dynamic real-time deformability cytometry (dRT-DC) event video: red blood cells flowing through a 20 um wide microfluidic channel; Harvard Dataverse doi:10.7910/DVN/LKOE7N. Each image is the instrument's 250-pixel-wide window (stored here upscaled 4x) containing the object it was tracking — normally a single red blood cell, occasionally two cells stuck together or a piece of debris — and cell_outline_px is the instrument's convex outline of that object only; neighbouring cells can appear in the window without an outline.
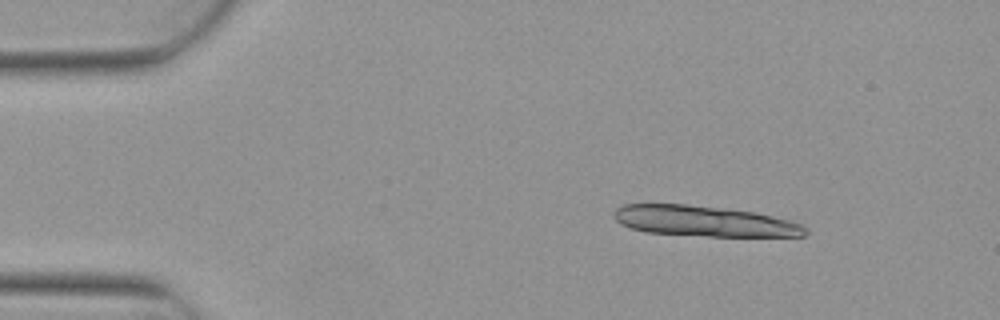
{"species": "Egyptian fruit bat (a non-hibernating species)", "species_latin": "Rousettus aegyptiacus", "temperature_condition": "warm", "stored_images_in_passage": 6, "camera_frame_rate_fps": 3000, "um_per_image_px": 0.085, "animal": {"sex": "female"}, "frame": {"image": 1, "passage_image": 2, "time_ms": 0.333, "image_size_px": [1000, 320], "cell_outline_px": [[808, 232], [804, 236], [708, 236], [644, 232], [620, 224], [616, 220], [616, 208], [624, 204], [684, 204], [720, 208], [752, 212], [772, 216], [788, 220], [800, 224], [808, 228]], "centroid_in_image_um": [59.86, 18.8], "position_along_channel_um": 25.1, "area_um2": 33.7}}
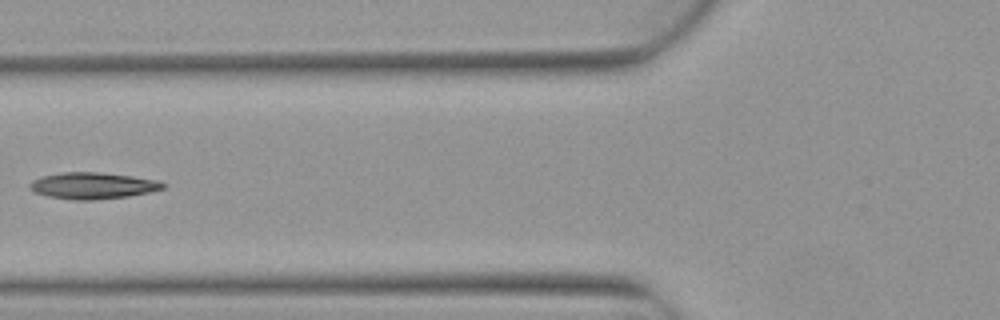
{"frame": {"image": 2, "passage_image": 5, "time_ms": 1.333, "image_size_px": [1000, 320], "cell_outline_px": [[164, 188], [148, 192], [128, 196], [92, 200], [72, 200], [48, 196], [36, 192], [28, 188], [28, 184], [32, 180], [40, 176], [60, 172], [100, 172], [132, 176], [160, 180], [164, 184]], "centroid_in_image_um": [7.84, 15.77], "position_along_channel_um": 118.0, "area_um2": 20.63}}
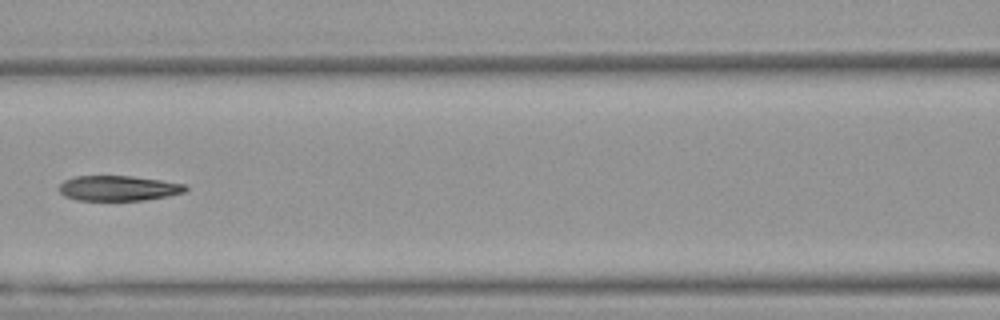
{"frame": {"image": 3, "passage_image": 6, "time_ms": 1.667, "image_size_px": [1000, 320], "cell_outline_px": [[188, 188], [184, 192], [168, 196], [144, 200], [76, 200], [64, 196], [60, 192], [60, 184], [64, 180], [72, 176], [132, 176], [160, 180], [184, 184]], "centroid_in_image_um": [10.04, 15.99], "position_along_channel_um": 156.6, "area_um2": 18.5}}